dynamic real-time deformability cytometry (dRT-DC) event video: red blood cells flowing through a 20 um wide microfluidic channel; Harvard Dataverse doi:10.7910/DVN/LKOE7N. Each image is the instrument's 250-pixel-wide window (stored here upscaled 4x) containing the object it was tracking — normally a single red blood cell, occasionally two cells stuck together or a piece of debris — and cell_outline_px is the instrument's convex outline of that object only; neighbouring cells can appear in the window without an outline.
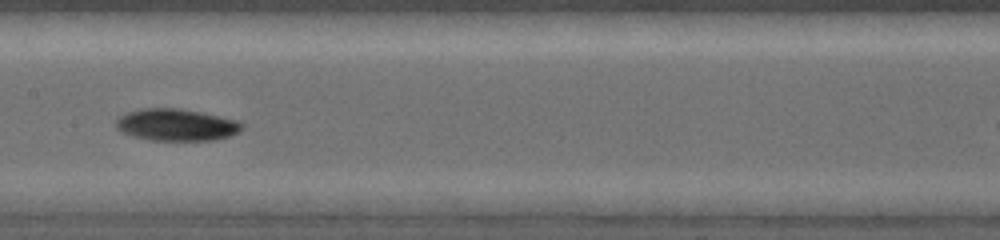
{"species": "common noctule bat (a hibernating species)", "species_latin": "Nyctalus noctula", "temperature_condition": "warm", "stored_images_in_passage": 15, "camera_frame_rate_fps": 5000, "um_per_image_px": 0.085, "animal": {"sex": "female", "body_mass_g": 19.0, "forearm_length_mm": 53.3}, "frame": {"image": 1, "passage_image": 9, "time_ms": 2.4, "image_size_px": [1000, 240], "cell_outline_px": [[244, 128], [240, 132], [216, 140], [148, 140], [132, 136], [120, 132], [116, 128], [116, 120], [120, 116], [128, 112], [148, 108], [180, 108], [240, 120], [244, 124]], "centroid_in_image_um": [15.03, 10.62], "position_along_channel_um": 192.4, "area_um2": 23.64}}